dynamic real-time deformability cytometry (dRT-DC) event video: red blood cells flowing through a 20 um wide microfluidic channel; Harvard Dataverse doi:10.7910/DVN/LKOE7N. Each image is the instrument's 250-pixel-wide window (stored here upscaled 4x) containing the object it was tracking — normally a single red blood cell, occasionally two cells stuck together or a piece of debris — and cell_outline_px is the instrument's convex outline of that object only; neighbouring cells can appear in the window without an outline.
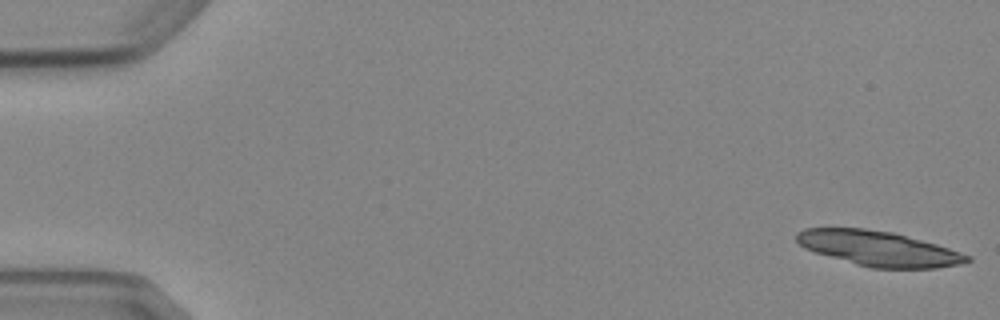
{"species": "Egyptian fruit bat (a non-hibernating species)", "species_latin": "Rousettus aegyptiacus", "temperature_condition": "cold", "stored_images_in_passage": 5, "camera_frame_rate_fps": 3000, "um_per_image_px": 0.085, "animal": {"sex": "female"}, "frame": {"image": 1, "passage_image": 1, "time_ms": 0.0, "image_size_px": [1000, 320], "cell_outline_px": [[972, 260], [960, 264], [936, 268], [868, 268], [816, 252], [804, 248], [796, 240], [796, 232], [804, 228], [864, 228], [892, 232], [936, 244], [972, 256]], "centroid_in_image_um": [74.67, 21.12], "position_along_channel_um": 10.3, "area_um2": 34.62}}